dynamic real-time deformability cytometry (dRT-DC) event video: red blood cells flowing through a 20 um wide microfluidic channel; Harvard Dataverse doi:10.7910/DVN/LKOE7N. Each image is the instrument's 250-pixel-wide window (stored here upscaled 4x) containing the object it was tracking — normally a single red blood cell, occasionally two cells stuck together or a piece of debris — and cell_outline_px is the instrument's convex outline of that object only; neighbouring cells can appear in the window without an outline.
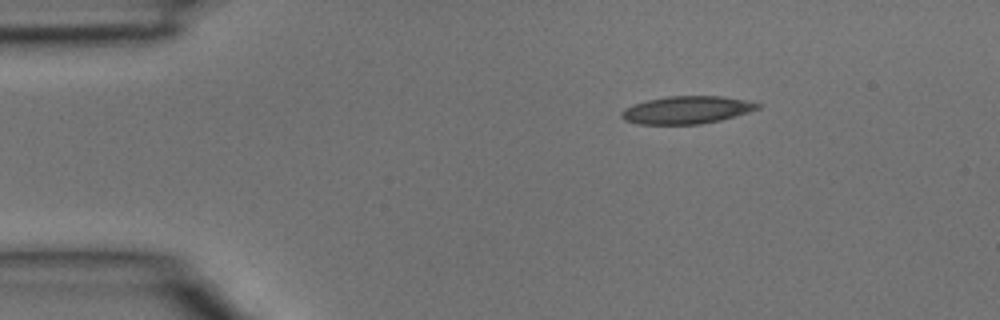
{"species": "common noctule bat (a hibernating species)", "species_latin": "Nyctalus noctula", "temperature_condition": "room temperature", "stored_images_in_passage": 34, "camera_frame_rate_fps": 3000, "um_per_image_px": 0.085, "animal": {"sex": "male", "body_mass_g": 15.6}, "frame": {"image": 1, "passage_image": 1, "time_ms": 0.0, "image_size_px": [1000, 320], "cell_outline_px": [[764, 104], [760, 108], [748, 112], [720, 120], [700, 124], [640, 124], [624, 120], [620, 116], [620, 112], [624, 108], [632, 104], [648, 100], [668, 96], [724, 96]], "centroid_in_image_um": [58.36, 9.34], "position_along_channel_um": 26.6, "area_um2": 21.96}}
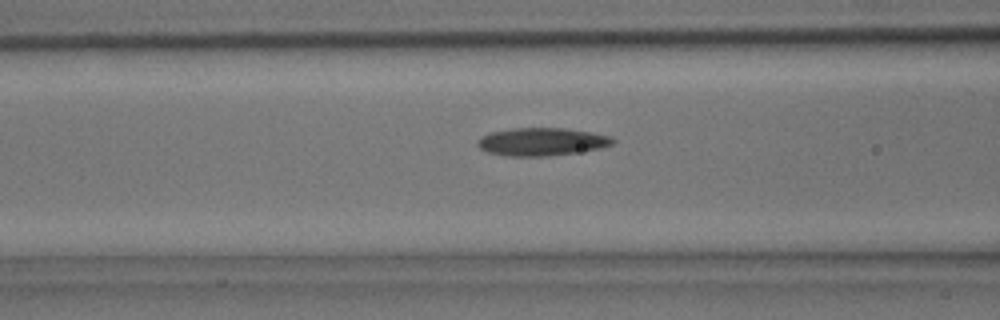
{"frame": {"image": 2, "passage_image": 10, "time_ms": 3.0, "image_size_px": [1000, 320], "cell_outline_px": [[616, 140], [612, 144], [600, 148], [576, 152], [544, 156], [508, 156], [488, 152], [480, 148], [476, 144], [476, 140], [480, 136], [492, 132], [512, 128], [564, 128], [588, 132], [608, 136]], "centroid_in_image_um": [45.98, 12.04], "position_along_channel_um": 120.6, "area_um2": 21.73}}
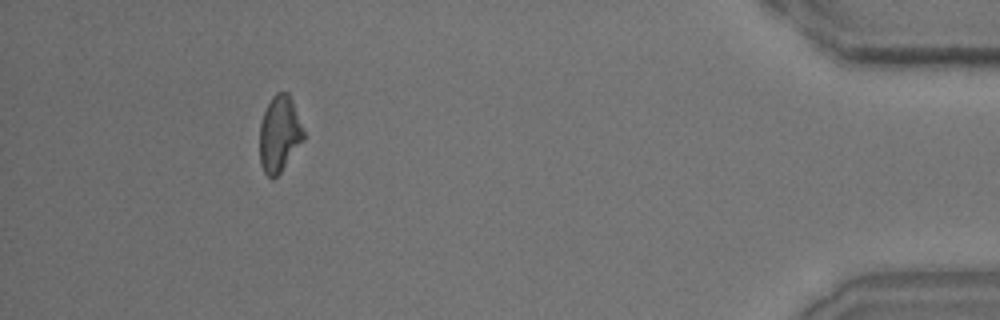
{"frame": {"image": 3, "passage_image": 31, "time_ms": 10.0, "image_size_px": [1000, 320], "cell_outline_px": [[304, 140], [280, 172], [272, 180], [264, 172], [260, 164], [260, 124], [264, 112], [272, 96], [276, 92], [288, 92], [292, 100], [304, 132]], "centroid_in_image_um": [23.74, 11.39], "position_along_channel_um": 411.5, "area_um2": 19.31}}